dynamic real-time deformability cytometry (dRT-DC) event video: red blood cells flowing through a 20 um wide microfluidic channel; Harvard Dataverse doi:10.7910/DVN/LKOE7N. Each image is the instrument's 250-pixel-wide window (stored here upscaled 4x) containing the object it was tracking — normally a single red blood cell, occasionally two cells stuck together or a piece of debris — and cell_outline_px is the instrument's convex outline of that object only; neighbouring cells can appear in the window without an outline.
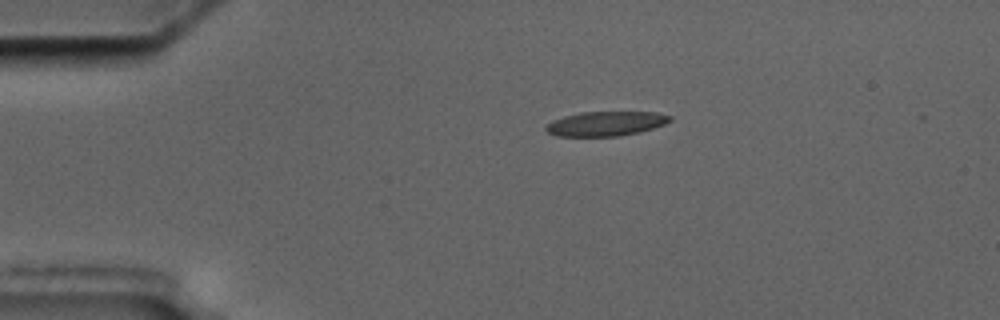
{"species": "common noctule bat (a hibernating species)", "species_latin": "Nyctalus noctula", "temperature_condition": "cold", "stored_images_in_passage": 5, "camera_frame_rate_fps": 3000, "um_per_image_px": 0.085, "animal": {"sex": "male", "body_mass_g": 17.5, "forearm_length_mm": 52.3}, "frame": {"image": 1, "passage_image": 1, "time_ms": 0.0, "image_size_px": [1000, 320], "cell_outline_px": [[672, 120], [664, 124], [640, 132], [620, 136], [556, 136], [548, 132], [544, 128], [552, 120], [564, 116], [580, 112], [656, 112], [672, 116]], "centroid_in_image_um": [51.49, 10.51], "position_along_channel_um": 33.5, "area_um2": 17.74}}
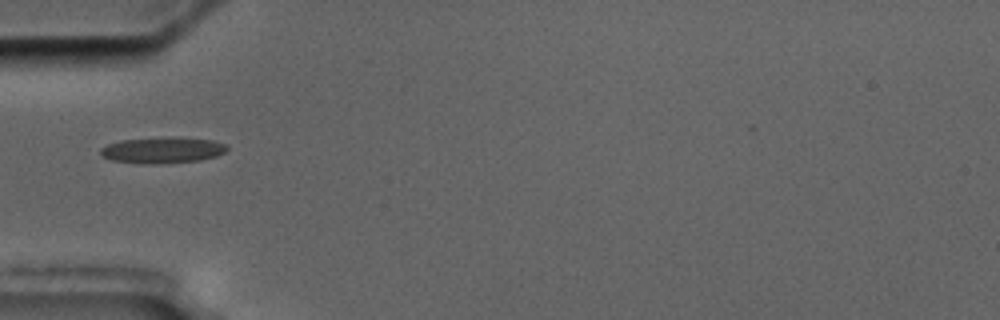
{"frame": {"image": 2, "passage_image": 3, "time_ms": 2.333, "image_size_px": [1000, 320], "cell_outline_px": [[228, 148], [224, 152], [216, 156], [200, 160], [160, 164], [148, 164], [112, 160], [100, 156], [100, 148], [108, 144], [120, 140], [212, 140], [224, 144]], "centroid_in_image_um": [13.75, 12.82], "position_along_channel_um": 71.3, "area_um2": 18.03}}
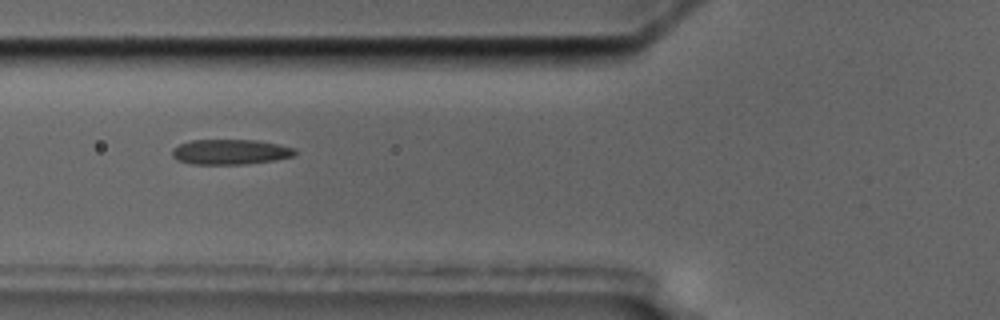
{"frame": {"image": 3, "passage_image": 4, "time_ms": 3.333, "image_size_px": [1000, 320], "cell_outline_px": [[296, 152], [292, 156], [272, 160], [244, 164], [192, 164], [176, 160], [172, 156], [172, 148], [180, 144], [192, 140], [256, 140], [280, 144], [296, 148]], "centroid_in_image_um": [19.55, 12.9], "position_along_channel_um": 106.2, "area_um2": 17.98}}